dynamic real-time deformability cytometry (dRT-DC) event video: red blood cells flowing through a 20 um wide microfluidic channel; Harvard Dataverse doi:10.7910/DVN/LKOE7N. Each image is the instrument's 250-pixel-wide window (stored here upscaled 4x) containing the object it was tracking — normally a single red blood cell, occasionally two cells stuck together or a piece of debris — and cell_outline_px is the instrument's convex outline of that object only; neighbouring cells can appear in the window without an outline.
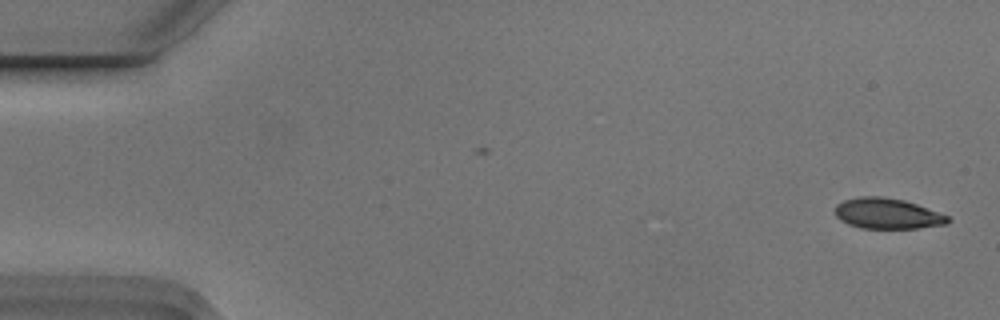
{"species": "Egyptian fruit bat (a non-hibernating species)", "species_latin": "Rousettus aegyptiacus", "temperature_condition": "cold", "stored_images_in_passage": 2, "camera_frame_rate_fps": 3000, "um_per_image_px": 0.085, "animal": {"sex": "male"}, "frame": {"image": 1, "passage_image": 2, "time_ms": 0.333, "image_size_px": [1000, 320], "cell_outline_px": [[952, 220], [948, 224], [916, 228], [860, 228], [848, 224], [840, 220], [832, 212], [836, 204], [844, 200], [860, 196], [880, 196], [904, 200], [916, 204], [948, 216]], "centroid_in_image_um": [75.38, 18.15], "position_along_channel_um": 9.6, "area_um2": 20.23}}